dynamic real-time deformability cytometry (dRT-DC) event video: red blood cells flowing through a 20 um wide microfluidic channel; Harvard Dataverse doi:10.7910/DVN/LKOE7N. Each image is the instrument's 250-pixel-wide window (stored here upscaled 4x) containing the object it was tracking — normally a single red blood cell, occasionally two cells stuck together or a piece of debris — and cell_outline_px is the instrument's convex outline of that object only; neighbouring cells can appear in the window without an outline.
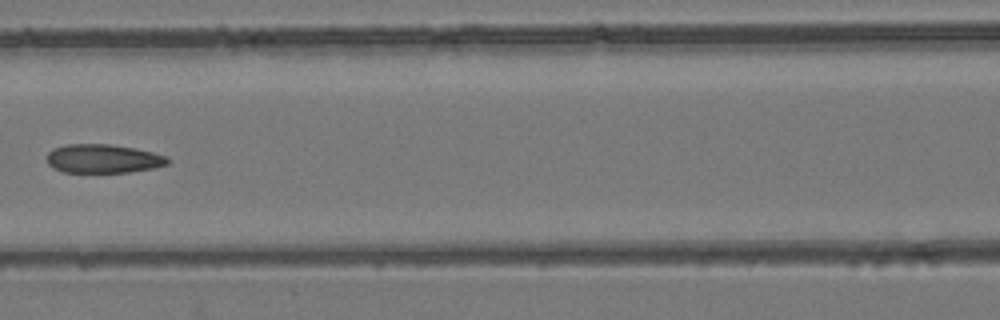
{"species": "common noctule bat (a hibernating species)", "species_latin": "Nyctalus noctula", "temperature_condition": "room temperature", "stored_images_in_passage": 8, "camera_frame_rate_fps": 3000, "um_per_image_px": 0.085, "animal": {"sex": "female", "body_mass_g": 24.6, "forearm_length_mm": 56.2}, "frame": {"image": 1, "passage_image": 8, "time_ms": 8.0, "image_size_px": [1000, 320], "cell_outline_px": [[172, 160], [168, 164], [152, 168], [128, 172], [64, 172], [52, 168], [48, 164], [48, 152], [52, 148], [64, 144], [108, 144], [132, 148], [152, 152], [168, 156]], "centroid_in_image_um": [8.76, 13.48], "position_along_channel_um": 157.8, "area_um2": 20.29}}